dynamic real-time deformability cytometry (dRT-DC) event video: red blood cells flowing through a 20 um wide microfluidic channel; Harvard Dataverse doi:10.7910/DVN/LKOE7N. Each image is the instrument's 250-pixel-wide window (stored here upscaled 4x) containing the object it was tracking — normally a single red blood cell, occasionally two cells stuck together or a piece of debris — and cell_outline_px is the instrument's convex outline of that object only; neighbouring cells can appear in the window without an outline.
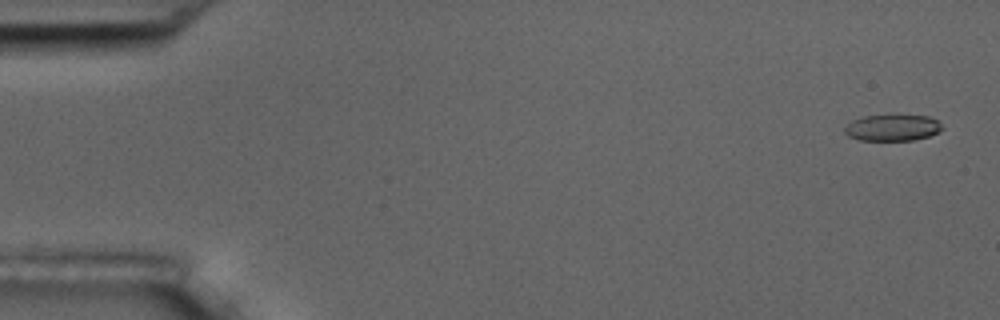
{"species": "common noctule bat (a hibernating species)", "species_latin": "Nyctalus noctula", "temperature_condition": "room temperature", "stored_images_in_passage": 56, "camera_frame_rate_fps": 3000, "um_per_image_px": 0.085, "animal": {"sex": "male", "body_mass_g": 17.5, "forearm_length_mm": 52.3}, "frame": {"image": 1, "passage_image": 2, "time_ms": 0.333, "image_size_px": [1000, 320], "cell_outline_px": [[944, 128], [940, 132], [928, 136], [912, 140], [860, 140], [848, 136], [844, 132], [844, 128], [852, 120], [864, 116], [928, 116], [936, 120]], "centroid_in_image_um": [75.85, 10.87], "position_along_channel_um": 9.1, "area_um2": 14.74}}
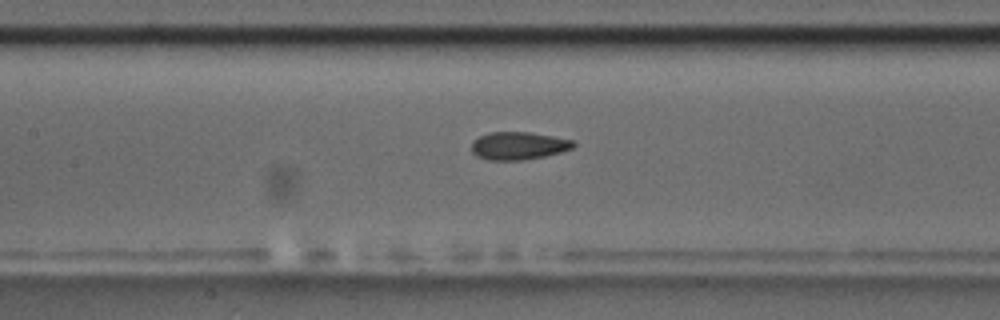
{"frame": {"image": 2, "passage_image": 26, "time_ms": 8.333, "image_size_px": [1000, 320], "cell_outline_px": [[576, 144], [572, 148], [560, 152], [544, 156], [520, 160], [488, 160], [476, 156], [472, 152], [472, 140], [488, 132], [528, 132], [552, 136], [572, 140]], "centroid_in_image_um": [44.03, 12.38], "position_along_channel_um": 163.4, "area_um2": 16.42}}
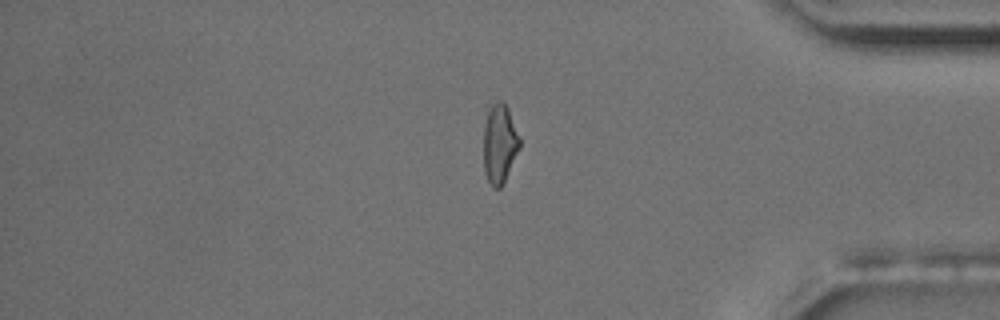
{"frame": {"image": 3, "passage_image": 47, "time_ms": 15.333, "image_size_px": [1000, 320], "cell_outline_px": [[520, 148], [500, 188], [492, 188], [484, 172], [484, 124], [488, 112], [492, 104], [500, 100], [508, 108], [520, 140]], "centroid_in_image_um": [42.45, 12.23], "position_along_channel_um": 392.7, "area_um2": 16.36}, "authors_computed_cell_mechanics": {"area_um2": 16.473, "velocity_mm_per_s": 3.6327, "shape_relaxation_time_tau1_ms": 5.7879, "shape_relaxation_time_tau2_ms": 2.3974, "deformation_change_tau1": 0.1538, "deformation_change_tau2": 0.0831}}